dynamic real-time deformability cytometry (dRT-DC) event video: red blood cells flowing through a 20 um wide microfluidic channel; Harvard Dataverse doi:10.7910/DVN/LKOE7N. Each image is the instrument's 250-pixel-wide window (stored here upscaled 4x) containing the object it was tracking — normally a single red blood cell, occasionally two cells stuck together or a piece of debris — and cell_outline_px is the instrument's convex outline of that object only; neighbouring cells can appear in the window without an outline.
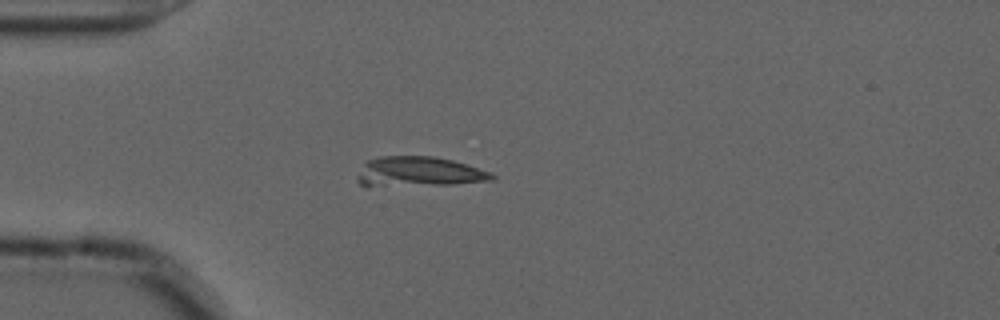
{"species": "common noctule bat (a hibernating species)", "species_latin": "Nyctalus noctula", "temperature_condition": "cold", "stored_images_in_passage": 55, "camera_frame_rate_fps": 3000, "um_per_image_px": 0.085, "animal": {"sex": "male", "forearm_length_mm": 52.5}, "frame": {"image": 1, "passage_image": 15, "time_ms": 4.667, "image_size_px": [1000, 320], "cell_outline_px": [[496, 176], [492, 180], [452, 184], [368, 188], [360, 184], [356, 180], [364, 164], [368, 160], [380, 156], [432, 156], [452, 160], [492, 172]], "centroid_in_image_um": [35.55, 14.63], "position_along_channel_um": 49.5, "area_um2": 23.87}}
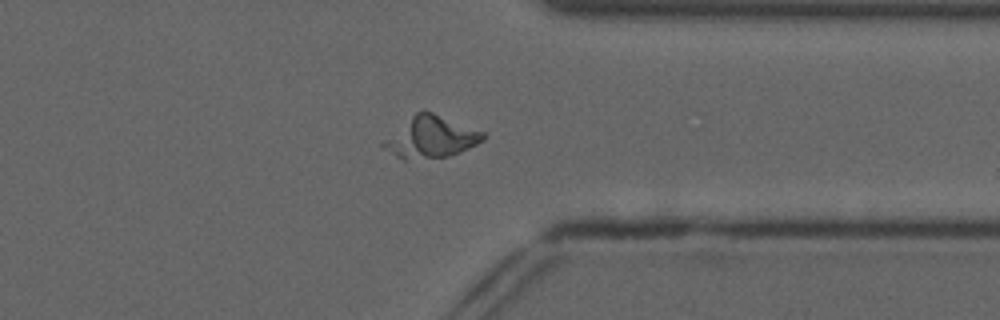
{"frame": {"image": 2, "passage_image": 43, "time_ms": 14.0, "image_size_px": [1000, 320], "cell_outline_px": [[484, 140], [468, 148], [448, 156], [408, 160], [404, 160], [396, 156], [380, 144], [384, 140], [416, 112], [424, 108], [484, 132]], "centroid_in_image_um": [36.63, 11.64], "position_along_channel_um": 374.8, "area_um2": 23.76}}